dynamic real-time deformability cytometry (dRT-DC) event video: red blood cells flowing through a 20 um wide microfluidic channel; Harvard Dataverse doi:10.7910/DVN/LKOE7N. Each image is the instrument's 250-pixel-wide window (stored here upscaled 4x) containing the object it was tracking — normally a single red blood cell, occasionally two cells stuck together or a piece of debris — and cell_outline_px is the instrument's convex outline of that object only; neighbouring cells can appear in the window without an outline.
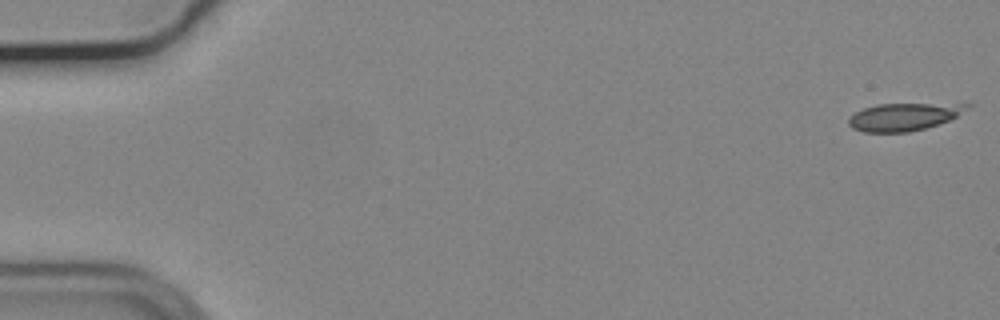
{"species": "common noctule bat (a hibernating species)", "species_latin": "Nyctalus noctula", "temperature_condition": "cold", "stored_images_in_passage": 43, "camera_frame_rate_fps": 3000, "um_per_image_px": 0.085, "animal": {"sex": "male", "body_mass_g": 19.2, "forearm_length_mm": 51.8}, "frame": {"image": 1, "passage_image": 1, "time_ms": 0.0, "image_size_px": [1000, 320], "cell_outline_px": [[972, 104], [956, 116], [948, 120], [924, 128], [908, 132], [864, 132], [852, 128], [848, 124], [848, 120], [856, 112], [864, 108], [876, 104]], "centroid_in_image_um": [76.76, 9.93], "position_along_channel_um": 8.2, "area_um2": 18.55}}
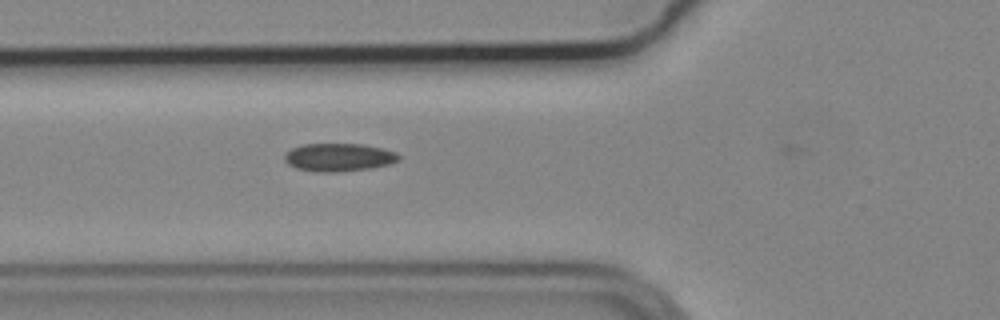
{"frame": {"image": 2, "passage_image": 20, "time_ms": 6.333, "image_size_px": [1000, 320], "cell_outline_px": [[400, 160], [388, 164], [368, 168], [336, 172], [320, 172], [296, 168], [288, 164], [284, 160], [284, 156], [292, 148], [300, 144], [364, 144], [384, 148], [396, 152], [400, 156]], "centroid_in_image_um": [28.8, 13.36], "position_along_channel_um": 97.0, "area_um2": 18.61}}
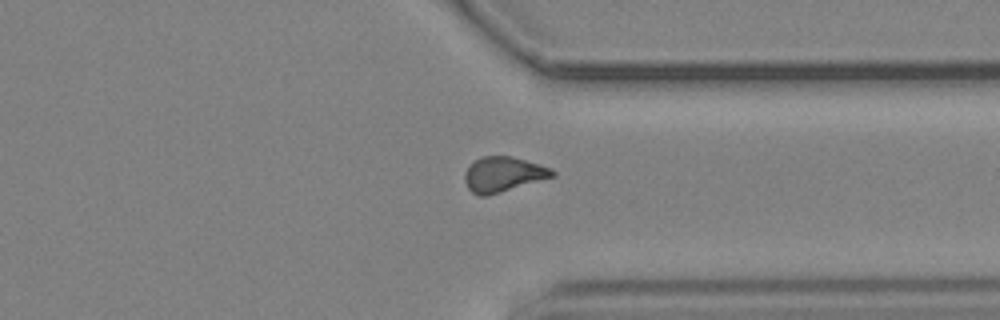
{"frame": {"image": 3, "passage_image": 42, "time_ms": 13.667, "image_size_px": [1000, 320], "cell_outline_px": [[556, 176], [488, 196], [480, 196], [472, 192], [468, 188], [464, 180], [464, 172], [480, 156], [512, 156], [540, 164], [552, 168], [556, 172]], "centroid_in_image_um": [42.8, 14.82], "position_along_channel_um": 368.6, "area_um2": 18.03}}